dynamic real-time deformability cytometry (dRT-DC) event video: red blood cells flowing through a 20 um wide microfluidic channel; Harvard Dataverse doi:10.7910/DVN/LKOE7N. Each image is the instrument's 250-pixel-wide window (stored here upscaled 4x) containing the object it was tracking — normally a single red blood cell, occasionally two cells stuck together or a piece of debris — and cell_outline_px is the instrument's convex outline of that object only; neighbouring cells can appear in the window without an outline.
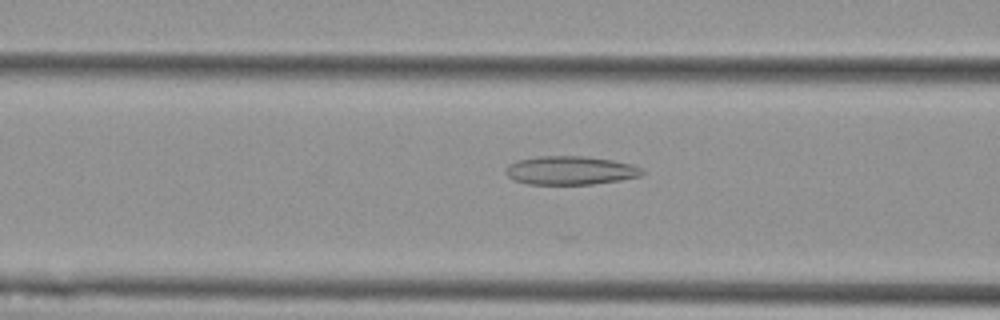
{"species": "Egyptian fruit bat (a non-hibernating species)", "species_latin": "Rousettus aegyptiacus", "temperature_condition": "cold", "stored_images_in_passage": 39, "camera_frame_rate_fps": 3000, "um_per_image_px": 0.085, "animal": {"sex": "female"}, "frame": {"image": 1, "passage_image": 12, "time_ms": 3.667, "image_size_px": [1000, 320], "cell_outline_px": [[644, 172], [640, 176], [620, 180], [592, 184], [528, 184], [512, 180], [504, 172], [508, 164], [520, 160], [536, 156], [584, 156], [612, 160], [632, 164], [640, 168]], "centroid_in_image_um": [48.45, 14.48], "position_along_channel_um": 118.2, "area_um2": 22.72}}
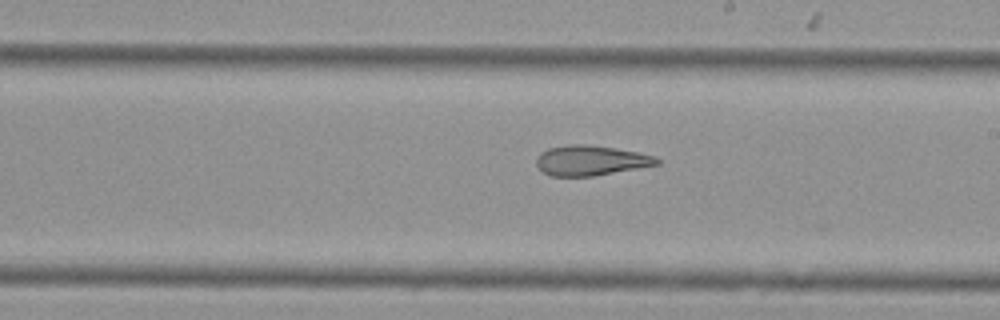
{"frame": {"image": 2, "passage_image": 22, "time_ms": 7.0, "image_size_px": [1000, 320], "cell_outline_px": [[660, 164], [592, 176], [552, 176], [544, 172], [536, 164], [536, 160], [540, 152], [548, 148], [568, 144], [588, 144], [616, 148], [656, 156], [660, 160]], "centroid_in_image_um": [50.21, 13.62], "position_along_channel_um": 238.8, "area_um2": 21.04}}
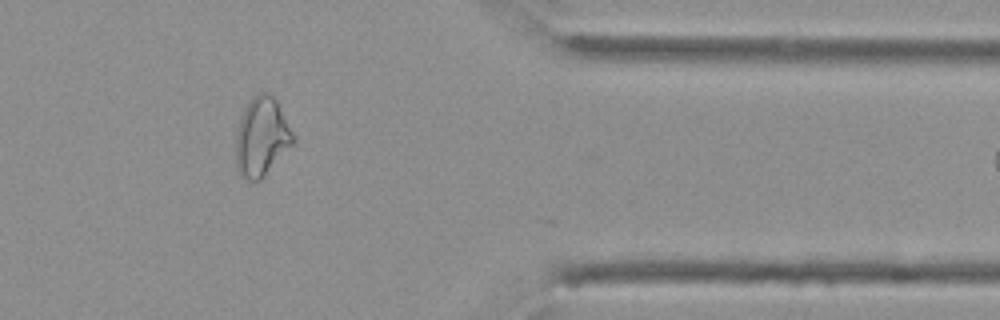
{"frame": {"image": 3, "passage_image": 36, "time_ms": 11.667, "image_size_px": [1000, 320], "cell_outline_px": [[296, 140], [260, 180], [248, 180], [240, 176], [236, 164], [236, 132], [244, 108], [252, 96], [260, 92], [268, 92], [276, 100]], "centroid_in_image_um": [22.22, 11.63], "position_along_channel_um": 389.2, "area_um2": 25.95}}